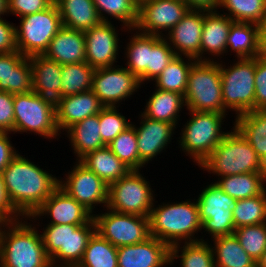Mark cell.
I'll list each match as a JSON object with an SVG mask.
<instances>
[{
  "label": "cell",
  "mask_w": 266,
  "mask_h": 267,
  "mask_svg": "<svg viewBox=\"0 0 266 267\" xmlns=\"http://www.w3.org/2000/svg\"><path fill=\"white\" fill-rule=\"evenodd\" d=\"M1 175L9 201L23 218L32 215L59 187V179L20 154Z\"/></svg>",
  "instance_id": "6da1fadb"
},
{
  "label": "cell",
  "mask_w": 266,
  "mask_h": 267,
  "mask_svg": "<svg viewBox=\"0 0 266 267\" xmlns=\"http://www.w3.org/2000/svg\"><path fill=\"white\" fill-rule=\"evenodd\" d=\"M22 220L5 222L1 229L0 267H52L41 234Z\"/></svg>",
  "instance_id": "7a4b0ae2"
},
{
  "label": "cell",
  "mask_w": 266,
  "mask_h": 267,
  "mask_svg": "<svg viewBox=\"0 0 266 267\" xmlns=\"http://www.w3.org/2000/svg\"><path fill=\"white\" fill-rule=\"evenodd\" d=\"M162 204L163 206L159 205L156 208L153 206L149 213L151 236L165 242L170 247L182 243V239L185 240V243L204 241L202 238L194 237L196 232L202 230L196 202L186 200L179 203Z\"/></svg>",
  "instance_id": "3957f363"
},
{
  "label": "cell",
  "mask_w": 266,
  "mask_h": 267,
  "mask_svg": "<svg viewBox=\"0 0 266 267\" xmlns=\"http://www.w3.org/2000/svg\"><path fill=\"white\" fill-rule=\"evenodd\" d=\"M232 130L202 162L200 168L218 177L244 173H266V166L253 147L235 127Z\"/></svg>",
  "instance_id": "277c9868"
},
{
  "label": "cell",
  "mask_w": 266,
  "mask_h": 267,
  "mask_svg": "<svg viewBox=\"0 0 266 267\" xmlns=\"http://www.w3.org/2000/svg\"><path fill=\"white\" fill-rule=\"evenodd\" d=\"M43 230L41 237L51 266L76 267L83 258L88 240L96 231V224L92 218L83 225L47 224Z\"/></svg>",
  "instance_id": "5b68a950"
},
{
  "label": "cell",
  "mask_w": 266,
  "mask_h": 267,
  "mask_svg": "<svg viewBox=\"0 0 266 267\" xmlns=\"http://www.w3.org/2000/svg\"><path fill=\"white\" fill-rule=\"evenodd\" d=\"M188 110L226 114L219 62L197 61L191 68L184 95Z\"/></svg>",
  "instance_id": "8992f818"
},
{
  "label": "cell",
  "mask_w": 266,
  "mask_h": 267,
  "mask_svg": "<svg viewBox=\"0 0 266 267\" xmlns=\"http://www.w3.org/2000/svg\"><path fill=\"white\" fill-rule=\"evenodd\" d=\"M188 111L191 119L182 128L179 145L200 166L228 133L221 129L227 114Z\"/></svg>",
  "instance_id": "52a82bcc"
},
{
  "label": "cell",
  "mask_w": 266,
  "mask_h": 267,
  "mask_svg": "<svg viewBox=\"0 0 266 267\" xmlns=\"http://www.w3.org/2000/svg\"><path fill=\"white\" fill-rule=\"evenodd\" d=\"M14 132H34L54 139L60 135L56 123L55 101L35 93L14 95Z\"/></svg>",
  "instance_id": "ba28073f"
},
{
  "label": "cell",
  "mask_w": 266,
  "mask_h": 267,
  "mask_svg": "<svg viewBox=\"0 0 266 267\" xmlns=\"http://www.w3.org/2000/svg\"><path fill=\"white\" fill-rule=\"evenodd\" d=\"M219 67L224 108L236 111V117L255 110L256 58H240L228 69L222 63Z\"/></svg>",
  "instance_id": "9c48e42d"
},
{
  "label": "cell",
  "mask_w": 266,
  "mask_h": 267,
  "mask_svg": "<svg viewBox=\"0 0 266 267\" xmlns=\"http://www.w3.org/2000/svg\"><path fill=\"white\" fill-rule=\"evenodd\" d=\"M61 27L54 2L45 10L21 17L20 26L15 27L17 51L25 57L44 55Z\"/></svg>",
  "instance_id": "30bf717a"
},
{
  "label": "cell",
  "mask_w": 266,
  "mask_h": 267,
  "mask_svg": "<svg viewBox=\"0 0 266 267\" xmlns=\"http://www.w3.org/2000/svg\"><path fill=\"white\" fill-rule=\"evenodd\" d=\"M150 187L139 170H131L126 176L109 185L106 208L120 213L148 217L155 200Z\"/></svg>",
  "instance_id": "8fae6325"
},
{
  "label": "cell",
  "mask_w": 266,
  "mask_h": 267,
  "mask_svg": "<svg viewBox=\"0 0 266 267\" xmlns=\"http://www.w3.org/2000/svg\"><path fill=\"white\" fill-rule=\"evenodd\" d=\"M236 201L215 182L206 186L196 200L201 229L212 238L234 234L232 209Z\"/></svg>",
  "instance_id": "7c38bea8"
},
{
  "label": "cell",
  "mask_w": 266,
  "mask_h": 267,
  "mask_svg": "<svg viewBox=\"0 0 266 267\" xmlns=\"http://www.w3.org/2000/svg\"><path fill=\"white\" fill-rule=\"evenodd\" d=\"M93 218L96 232L117 248L141 243L151 237L148 217L107 208V213L94 214Z\"/></svg>",
  "instance_id": "4fadbf2b"
},
{
  "label": "cell",
  "mask_w": 266,
  "mask_h": 267,
  "mask_svg": "<svg viewBox=\"0 0 266 267\" xmlns=\"http://www.w3.org/2000/svg\"><path fill=\"white\" fill-rule=\"evenodd\" d=\"M189 10L184 0H146L138 5V19L133 30L165 36L162 30L169 32Z\"/></svg>",
  "instance_id": "5bb4252c"
},
{
  "label": "cell",
  "mask_w": 266,
  "mask_h": 267,
  "mask_svg": "<svg viewBox=\"0 0 266 267\" xmlns=\"http://www.w3.org/2000/svg\"><path fill=\"white\" fill-rule=\"evenodd\" d=\"M116 67L97 68L93 75L91 90L104 107H116L141 87L139 79L129 69Z\"/></svg>",
  "instance_id": "9a60e30c"
},
{
  "label": "cell",
  "mask_w": 266,
  "mask_h": 267,
  "mask_svg": "<svg viewBox=\"0 0 266 267\" xmlns=\"http://www.w3.org/2000/svg\"><path fill=\"white\" fill-rule=\"evenodd\" d=\"M59 187L91 214L97 204L107 207L109 185L79 161L68 172L65 181L59 179Z\"/></svg>",
  "instance_id": "2e32d148"
},
{
  "label": "cell",
  "mask_w": 266,
  "mask_h": 267,
  "mask_svg": "<svg viewBox=\"0 0 266 267\" xmlns=\"http://www.w3.org/2000/svg\"><path fill=\"white\" fill-rule=\"evenodd\" d=\"M111 22L84 31L86 62L93 68L112 67L116 63L119 38Z\"/></svg>",
  "instance_id": "e0dca14e"
},
{
  "label": "cell",
  "mask_w": 266,
  "mask_h": 267,
  "mask_svg": "<svg viewBox=\"0 0 266 267\" xmlns=\"http://www.w3.org/2000/svg\"><path fill=\"white\" fill-rule=\"evenodd\" d=\"M203 26L204 10L190 9L164 38L174 49L176 56L183 54L182 56L192 57L200 61Z\"/></svg>",
  "instance_id": "ac0fdd59"
},
{
  "label": "cell",
  "mask_w": 266,
  "mask_h": 267,
  "mask_svg": "<svg viewBox=\"0 0 266 267\" xmlns=\"http://www.w3.org/2000/svg\"><path fill=\"white\" fill-rule=\"evenodd\" d=\"M50 215L49 224H70L83 225L87 224L92 218L91 214L85 207L70 197L61 187H58L43 204L28 218L33 219L44 215ZM32 217V218H31Z\"/></svg>",
  "instance_id": "d6986e66"
},
{
  "label": "cell",
  "mask_w": 266,
  "mask_h": 267,
  "mask_svg": "<svg viewBox=\"0 0 266 267\" xmlns=\"http://www.w3.org/2000/svg\"><path fill=\"white\" fill-rule=\"evenodd\" d=\"M118 267H165L171 264V247L151 236L134 245L117 248Z\"/></svg>",
  "instance_id": "ffe728a7"
},
{
  "label": "cell",
  "mask_w": 266,
  "mask_h": 267,
  "mask_svg": "<svg viewBox=\"0 0 266 267\" xmlns=\"http://www.w3.org/2000/svg\"><path fill=\"white\" fill-rule=\"evenodd\" d=\"M56 123L59 133L74 123L99 114L104 107L92 90L60 97L56 102Z\"/></svg>",
  "instance_id": "44dd1931"
},
{
  "label": "cell",
  "mask_w": 266,
  "mask_h": 267,
  "mask_svg": "<svg viewBox=\"0 0 266 267\" xmlns=\"http://www.w3.org/2000/svg\"><path fill=\"white\" fill-rule=\"evenodd\" d=\"M140 117L141 126L138 128L135 126V131L139 159L146 165L170 144L176 127L172 123L151 120L142 113Z\"/></svg>",
  "instance_id": "7402d4cb"
},
{
  "label": "cell",
  "mask_w": 266,
  "mask_h": 267,
  "mask_svg": "<svg viewBox=\"0 0 266 267\" xmlns=\"http://www.w3.org/2000/svg\"><path fill=\"white\" fill-rule=\"evenodd\" d=\"M32 67L29 57L19 51L0 54V91L21 94L32 91Z\"/></svg>",
  "instance_id": "603a6c76"
},
{
  "label": "cell",
  "mask_w": 266,
  "mask_h": 267,
  "mask_svg": "<svg viewBox=\"0 0 266 267\" xmlns=\"http://www.w3.org/2000/svg\"><path fill=\"white\" fill-rule=\"evenodd\" d=\"M44 55L61 65L86 62L84 31L62 26Z\"/></svg>",
  "instance_id": "cb8c5ba5"
},
{
  "label": "cell",
  "mask_w": 266,
  "mask_h": 267,
  "mask_svg": "<svg viewBox=\"0 0 266 267\" xmlns=\"http://www.w3.org/2000/svg\"><path fill=\"white\" fill-rule=\"evenodd\" d=\"M218 11L204 10V26L201 36L200 61H211L203 55L220 56L227 51V37L233 20ZM204 57V58H203ZM203 58V59H202Z\"/></svg>",
  "instance_id": "d4e9b609"
},
{
  "label": "cell",
  "mask_w": 266,
  "mask_h": 267,
  "mask_svg": "<svg viewBox=\"0 0 266 267\" xmlns=\"http://www.w3.org/2000/svg\"><path fill=\"white\" fill-rule=\"evenodd\" d=\"M32 67V90L55 102L61 97L62 65L45 55L29 57Z\"/></svg>",
  "instance_id": "484cf974"
},
{
  "label": "cell",
  "mask_w": 266,
  "mask_h": 267,
  "mask_svg": "<svg viewBox=\"0 0 266 267\" xmlns=\"http://www.w3.org/2000/svg\"><path fill=\"white\" fill-rule=\"evenodd\" d=\"M61 16L62 26L86 31L102 21L93 0H54Z\"/></svg>",
  "instance_id": "4316f807"
},
{
  "label": "cell",
  "mask_w": 266,
  "mask_h": 267,
  "mask_svg": "<svg viewBox=\"0 0 266 267\" xmlns=\"http://www.w3.org/2000/svg\"><path fill=\"white\" fill-rule=\"evenodd\" d=\"M79 162L94 172L107 185L126 176L131 171L108 146L86 154Z\"/></svg>",
  "instance_id": "83f0119b"
},
{
  "label": "cell",
  "mask_w": 266,
  "mask_h": 267,
  "mask_svg": "<svg viewBox=\"0 0 266 267\" xmlns=\"http://www.w3.org/2000/svg\"><path fill=\"white\" fill-rule=\"evenodd\" d=\"M66 132L78 161L86 154L107 146L100 135L99 114L74 123Z\"/></svg>",
  "instance_id": "f1b7e54d"
},
{
  "label": "cell",
  "mask_w": 266,
  "mask_h": 267,
  "mask_svg": "<svg viewBox=\"0 0 266 267\" xmlns=\"http://www.w3.org/2000/svg\"><path fill=\"white\" fill-rule=\"evenodd\" d=\"M155 90L142 114L151 120L168 122L176 126L180 116L178 114L182 107H185L184 96L173 91L157 88Z\"/></svg>",
  "instance_id": "f546056e"
},
{
  "label": "cell",
  "mask_w": 266,
  "mask_h": 267,
  "mask_svg": "<svg viewBox=\"0 0 266 267\" xmlns=\"http://www.w3.org/2000/svg\"><path fill=\"white\" fill-rule=\"evenodd\" d=\"M234 127L266 166V110H253L239 115L235 119Z\"/></svg>",
  "instance_id": "4dcf8cb0"
},
{
  "label": "cell",
  "mask_w": 266,
  "mask_h": 267,
  "mask_svg": "<svg viewBox=\"0 0 266 267\" xmlns=\"http://www.w3.org/2000/svg\"><path fill=\"white\" fill-rule=\"evenodd\" d=\"M227 49L236 52L237 59L256 58L261 54L259 26L249 22L233 21L227 37Z\"/></svg>",
  "instance_id": "1f68e13d"
},
{
  "label": "cell",
  "mask_w": 266,
  "mask_h": 267,
  "mask_svg": "<svg viewBox=\"0 0 266 267\" xmlns=\"http://www.w3.org/2000/svg\"><path fill=\"white\" fill-rule=\"evenodd\" d=\"M136 33L131 36L125 48V57H127L125 68L129 69L141 84H144L143 82L150 80L151 34L139 31Z\"/></svg>",
  "instance_id": "d6a6232c"
},
{
  "label": "cell",
  "mask_w": 266,
  "mask_h": 267,
  "mask_svg": "<svg viewBox=\"0 0 266 267\" xmlns=\"http://www.w3.org/2000/svg\"><path fill=\"white\" fill-rule=\"evenodd\" d=\"M215 267H256L234 234L213 238ZM216 257V258H215Z\"/></svg>",
  "instance_id": "836d02e7"
},
{
  "label": "cell",
  "mask_w": 266,
  "mask_h": 267,
  "mask_svg": "<svg viewBox=\"0 0 266 267\" xmlns=\"http://www.w3.org/2000/svg\"><path fill=\"white\" fill-rule=\"evenodd\" d=\"M230 197L239 200L260 195L266 189V173H244L220 177L215 182Z\"/></svg>",
  "instance_id": "e575fe53"
},
{
  "label": "cell",
  "mask_w": 266,
  "mask_h": 267,
  "mask_svg": "<svg viewBox=\"0 0 266 267\" xmlns=\"http://www.w3.org/2000/svg\"><path fill=\"white\" fill-rule=\"evenodd\" d=\"M187 58L188 61H184ZM175 56L167 65L159 77L154 81L157 89L173 91L185 95L187 90V81L192 66L197 62L192 57Z\"/></svg>",
  "instance_id": "d590c367"
},
{
  "label": "cell",
  "mask_w": 266,
  "mask_h": 267,
  "mask_svg": "<svg viewBox=\"0 0 266 267\" xmlns=\"http://www.w3.org/2000/svg\"><path fill=\"white\" fill-rule=\"evenodd\" d=\"M76 267H118L117 247L95 231Z\"/></svg>",
  "instance_id": "8d00e7d4"
},
{
  "label": "cell",
  "mask_w": 266,
  "mask_h": 267,
  "mask_svg": "<svg viewBox=\"0 0 266 267\" xmlns=\"http://www.w3.org/2000/svg\"><path fill=\"white\" fill-rule=\"evenodd\" d=\"M95 70L87 62L62 65L61 97L91 90Z\"/></svg>",
  "instance_id": "74e56055"
},
{
  "label": "cell",
  "mask_w": 266,
  "mask_h": 267,
  "mask_svg": "<svg viewBox=\"0 0 266 267\" xmlns=\"http://www.w3.org/2000/svg\"><path fill=\"white\" fill-rule=\"evenodd\" d=\"M183 243V247L179 244L171 246L170 266L175 262L174 259L181 258V267H215L212 244L209 245L206 241ZM179 249L182 250L180 255Z\"/></svg>",
  "instance_id": "f35d334b"
},
{
  "label": "cell",
  "mask_w": 266,
  "mask_h": 267,
  "mask_svg": "<svg viewBox=\"0 0 266 267\" xmlns=\"http://www.w3.org/2000/svg\"><path fill=\"white\" fill-rule=\"evenodd\" d=\"M232 215L235 229L266 223V189L260 195L237 200Z\"/></svg>",
  "instance_id": "ab89813d"
},
{
  "label": "cell",
  "mask_w": 266,
  "mask_h": 267,
  "mask_svg": "<svg viewBox=\"0 0 266 267\" xmlns=\"http://www.w3.org/2000/svg\"><path fill=\"white\" fill-rule=\"evenodd\" d=\"M93 2L102 22H110L103 14L106 13L123 22V29L132 31L135 28L138 19V4L134 0H93Z\"/></svg>",
  "instance_id": "60d3db41"
},
{
  "label": "cell",
  "mask_w": 266,
  "mask_h": 267,
  "mask_svg": "<svg viewBox=\"0 0 266 267\" xmlns=\"http://www.w3.org/2000/svg\"><path fill=\"white\" fill-rule=\"evenodd\" d=\"M110 150L131 170H140L144 163L139 159L135 125L131 124L109 145Z\"/></svg>",
  "instance_id": "b9f144b4"
},
{
  "label": "cell",
  "mask_w": 266,
  "mask_h": 267,
  "mask_svg": "<svg viewBox=\"0 0 266 267\" xmlns=\"http://www.w3.org/2000/svg\"><path fill=\"white\" fill-rule=\"evenodd\" d=\"M220 7L228 11L223 14L238 22L259 24L266 15V0H220Z\"/></svg>",
  "instance_id": "7bdbcfd3"
},
{
  "label": "cell",
  "mask_w": 266,
  "mask_h": 267,
  "mask_svg": "<svg viewBox=\"0 0 266 267\" xmlns=\"http://www.w3.org/2000/svg\"><path fill=\"white\" fill-rule=\"evenodd\" d=\"M234 235L242 248L257 262L266 250V223L236 228Z\"/></svg>",
  "instance_id": "ee69618b"
},
{
  "label": "cell",
  "mask_w": 266,
  "mask_h": 267,
  "mask_svg": "<svg viewBox=\"0 0 266 267\" xmlns=\"http://www.w3.org/2000/svg\"><path fill=\"white\" fill-rule=\"evenodd\" d=\"M117 110V107H103L99 113L100 135L107 146L132 124Z\"/></svg>",
  "instance_id": "f6af8a7d"
},
{
  "label": "cell",
  "mask_w": 266,
  "mask_h": 267,
  "mask_svg": "<svg viewBox=\"0 0 266 267\" xmlns=\"http://www.w3.org/2000/svg\"><path fill=\"white\" fill-rule=\"evenodd\" d=\"M176 54L163 36L151 35L150 80H156Z\"/></svg>",
  "instance_id": "bcb514c9"
},
{
  "label": "cell",
  "mask_w": 266,
  "mask_h": 267,
  "mask_svg": "<svg viewBox=\"0 0 266 267\" xmlns=\"http://www.w3.org/2000/svg\"><path fill=\"white\" fill-rule=\"evenodd\" d=\"M255 110H266V56L256 57Z\"/></svg>",
  "instance_id": "7dc6e473"
},
{
  "label": "cell",
  "mask_w": 266,
  "mask_h": 267,
  "mask_svg": "<svg viewBox=\"0 0 266 267\" xmlns=\"http://www.w3.org/2000/svg\"><path fill=\"white\" fill-rule=\"evenodd\" d=\"M54 0H8V13L24 17L47 9Z\"/></svg>",
  "instance_id": "c3c4849f"
},
{
  "label": "cell",
  "mask_w": 266,
  "mask_h": 267,
  "mask_svg": "<svg viewBox=\"0 0 266 267\" xmlns=\"http://www.w3.org/2000/svg\"><path fill=\"white\" fill-rule=\"evenodd\" d=\"M14 95L0 91V132H14Z\"/></svg>",
  "instance_id": "681fc988"
},
{
  "label": "cell",
  "mask_w": 266,
  "mask_h": 267,
  "mask_svg": "<svg viewBox=\"0 0 266 267\" xmlns=\"http://www.w3.org/2000/svg\"><path fill=\"white\" fill-rule=\"evenodd\" d=\"M15 27L0 17V54L17 51Z\"/></svg>",
  "instance_id": "f907efd6"
},
{
  "label": "cell",
  "mask_w": 266,
  "mask_h": 267,
  "mask_svg": "<svg viewBox=\"0 0 266 267\" xmlns=\"http://www.w3.org/2000/svg\"><path fill=\"white\" fill-rule=\"evenodd\" d=\"M21 217V218H20ZM0 218L4 222H13L24 219L12 206L7 196L3 178L0 174Z\"/></svg>",
  "instance_id": "816d5d0a"
},
{
  "label": "cell",
  "mask_w": 266,
  "mask_h": 267,
  "mask_svg": "<svg viewBox=\"0 0 266 267\" xmlns=\"http://www.w3.org/2000/svg\"><path fill=\"white\" fill-rule=\"evenodd\" d=\"M9 132H0V174L18 155L9 139Z\"/></svg>",
  "instance_id": "f5cc1de1"
},
{
  "label": "cell",
  "mask_w": 266,
  "mask_h": 267,
  "mask_svg": "<svg viewBox=\"0 0 266 267\" xmlns=\"http://www.w3.org/2000/svg\"><path fill=\"white\" fill-rule=\"evenodd\" d=\"M190 9L216 11L220 0H184ZM218 8V9H217Z\"/></svg>",
  "instance_id": "db71d44e"
},
{
  "label": "cell",
  "mask_w": 266,
  "mask_h": 267,
  "mask_svg": "<svg viewBox=\"0 0 266 267\" xmlns=\"http://www.w3.org/2000/svg\"><path fill=\"white\" fill-rule=\"evenodd\" d=\"M259 26V45L261 54L266 56V15L262 18Z\"/></svg>",
  "instance_id": "11a10c76"
},
{
  "label": "cell",
  "mask_w": 266,
  "mask_h": 267,
  "mask_svg": "<svg viewBox=\"0 0 266 267\" xmlns=\"http://www.w3.org/2000/svg\"><path fill=\"white\" fill-rule=\"evenodd\" d=\"M8 0H0V17L4 14H8Z\"/></svg>",
  "instance_id": "9f6ffc18"
},
{
  "label": "cell",
  "mask_w": 266,
  "mask_h": 267,
  "mask_svg": "<svg viewBox=\"0 0 266 267\" xmlns=\"http://www.w3.org/2000/svg\"><path fill=\"white\" fill-rule=\"evenodd\" d=\"M256 267H266V250L263 252L261 258L256 262Z\"/></svg>",
  "instance_id": "6f0895ef"
},
{
  "label": "cell",
  "mask_w": 266,
  "mask_h": 267,
  "mask_svg": "<svg viewBox=\"0 0 266 267\" xmlns=\"http://www.w3.org/2000/svg\"><path fill=\"white\" fill-rule=\"evenodd\" d=\"M138 5L146 0H134Z\"/></svg>",
  "instance_id": "680465c9"
},
{
  "label": "cell",
  "mask_w": 266,
  "mask_h": 267,
  "mask_svg": "<svg viewBox=\"0 0 266 267\" xmlns=\"http://www.w3.org/2000/svg\"><path fill=\"white\" fill-rule=\"evenodd\" d=\"M5 222L0 218V224H4Z\"/></svg>",
  "instance_id": "91938a15"
},
{
  "label": "cell",
  "mask_w": 266,
  "mask_h": 267,
  "mask_svg": "<svg viewBox=\"0 0 266 267\" xmlns=\"http://www.w3.org/2000/svg\"><path fill=\"white\" fill-rule=\"evenodd\" d=\"M3 225H4V224H0V232H1V229H2Z\"/></svg>",
  "instance_id": "94428289"
}]
</instances>
